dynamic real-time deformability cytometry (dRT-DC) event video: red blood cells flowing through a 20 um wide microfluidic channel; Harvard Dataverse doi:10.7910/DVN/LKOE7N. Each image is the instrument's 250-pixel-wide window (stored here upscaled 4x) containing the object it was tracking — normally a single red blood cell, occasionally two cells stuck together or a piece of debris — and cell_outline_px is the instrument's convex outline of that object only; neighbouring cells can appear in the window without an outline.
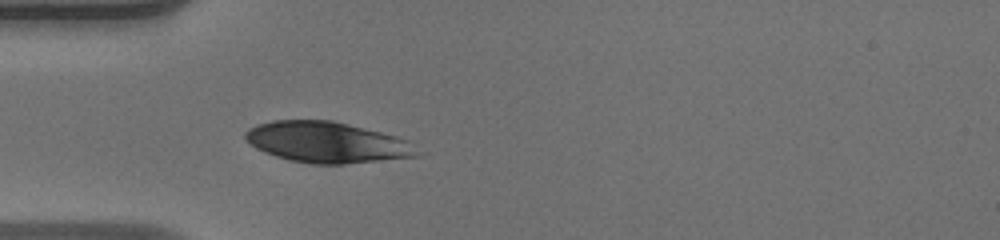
{"species": "human", "species_latin": "Homo sapiens", "temperature_condition": "warm", "stored_images_in_passage": 35, "camera_frame_rate_fps": 3000, "um_per_image_px": 0.085, "donor": {"sex": "male"}, "frame": {"image": 1, "passage_image": 1, "time_ms": 0.0, "image_size_px": [1000, 240], "cell_outline_px": [[424, 152], [420, 156], [344, 164], [308, 164], [288, 160], [264, 152], [256, 148], [244, 136], [244, 132], [248, 128], [256, 124], [272, 120], [332, 120], [396, 136], [408, 140]], "centroid_in_image_um": [27.82, 12.1], "position_along_channel_um": 57.2, "area_um2": 41.21}}
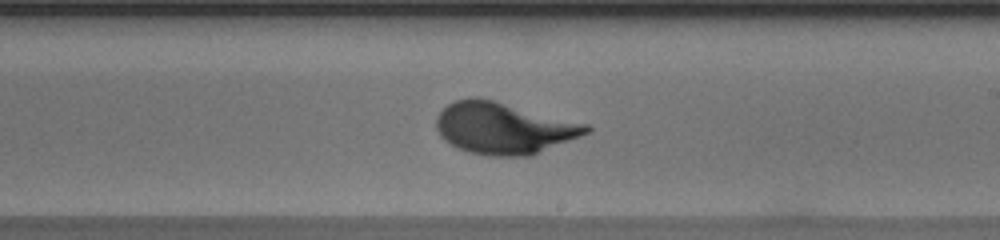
{"frame": {"image": 2, "passage_image": 15, "time_ms": 4.667, "image_size_px": [1000, 240], "cell_outline_px": [[592, 132], [532, 156], [488, 156], [468, 152], [444, 140], [440, 136], [436, 128], [436, 116], [448, 104], [456, 100], [472, 96], [476, 96], [588, 124], [592, 128]], "centroid_in_image_um": [42.84, 10.9], "position_along_channel_um": 246.2, "area_um2": 45.2}}
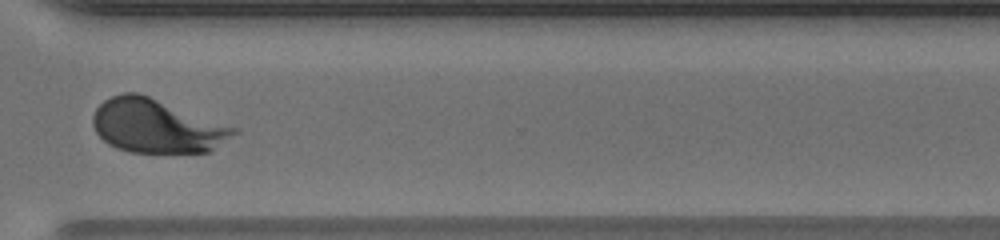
{"frame": {"image": 3, "passage_image": 23, "time_ms": 7.333, "image_size_px": [1000, 240], "cell_outline_px": [[240, 132], [208, 152], [128, 152], [116, 148], [108, 144], [96, 132], [92, 124], [92, 116], [96, 108], [104, 100], [112, 96], [124, 92], [136, 92], [148, 96], [240, 128]], "centroid_in_image_um": [13.33, 10.71], "position_along_channel_um": 357.3, "area_um2": 44.16}, "authors_computed_cell_mechanics": {"area_um2": 42.3674, "velocity_mm_per_s": 4.1516, "shape_relaxation_time_tau1_ms": 2.8415, "shape_relaxation_time_tau2_ms": null, "deformation_change_tau1": 0.1758, "deformation_change_tau2": null}}